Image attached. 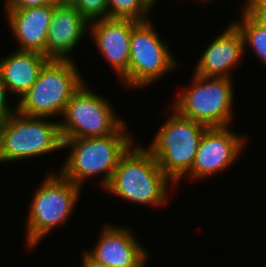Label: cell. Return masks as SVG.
<instances>
[{
	"mask_svg": "<svg viewBox=\"0 0 266 267\" xmlns=\"http://www.w3.org/2000/svg\"><path fill=\"white\" fill-rule=\"evenodd\" d=\"M133 20L104 18L89 22V35L122 84L128 79Z\"/></svg>",
	"mask_w": 266,
	"mask_h": 267,
	"instance_id": "cell-12",
	"label": "cell"
},
{
	"mask_svg": "<svg viewBox=\"0 0 266 267\" xmlns=\"http://www.w3.org/2000/svg\"><path fill=\"white\" fill-rule=\"evenodd\" d=\"M54 4L6 9L7 25L19 44L18 50L36 51L46 56V36Z\"/></svg>",
	"mask_w": 266,
	"mask_h": 267,
	"instance_id": "cell-15",
	"label": "cell"
},
{
	"mask_svg": "<svg viewBox=\"0 0 266 267\" xmlns=\"http://www.w3.org/2000/svg\"><path fill=\"white\" fill-rule=\"evenodd\" d=\"M82 264L81 267H108L95 259H93L86 251L82 253Z\"/></svg>",
	"mask_w": 266,
	"mask_h": 267,
	"instance_id": "cell-23",
	"label": "cell"
},
{
	"mask_svg": "<svg viewBox=\"0 0 266 267\" xmlns=\"http://www.w3.org/2000/svg\"><path fill=\"white\" fill-rule=\"evenodd\" d=\"M62 119L59 124L63 139L105 137L125 123L109 99L92 91L87 82L70 98Z\"/></svg>",
	"mask_w": 266,
	"mask_h": 267,
	"instance_id": "cell-9",
	"label": "cell"
},
{
	"mask_svg": "<svg viewBox=\"0 0 266 267\" xmlns=\"http://www.w3.org/2000/svg\"><path fill=\"white\" fill-rule=\"evenodd\" d=\"M96 243L85 251L108 267H146L148 263V250L128 227L105 223Z\"/></svg>",
	"mask_w": 266,
	"mask_h": 267,
	"instance_id": "cell-11",
	"label": "cell"
},
{
	"mask_svg": "<svg viewBox=\"0 0 266 267\" xmlns=\"http://www.w3.org/2000/svg\"><path fill=\"white\" fill-rule=\"evenodd\" d=\"M151 0H108V18L131 19L137 22L150 20Z\"/></svg>",
	"mask_w": 266,
	"mask_h": 267,
	"instance_id": "cell-18",
	"label": "cell"
},
{
	"mask_svg": "<svg viewBox=\"0 0 266 267\" xmlns=\"http://www.w3.org/2000/svg\"><path fill=\"white\" fill-rule=\"evenodd\" d=\"M142 146L134 143L120 158L103 190L140 206H164L169 201L170 184L174 188L176 184L162 171L152 153Z\"/></svg>",
	"mask_w": 266,
	"mask_h": 267,
	"instance_id": "cell-1",
	"label": "cell"
},
{
	"mask_svg": "<svg viewBox=\"0 0 266 267\" xmlns=\"http://www.w3.org/2000/svg\"><path fill=\"white\" fill-rule=\"evenodd\" d=\"M240 11L250 15L259 25L266 29V9H241Z\"/></svg>",
	"mask_w": 266,
	"mask_h": 267,
	"instance_id": "cell-22",
	"label": "cell"
},
{
	"mask_svg": "<svg viewBox=\"0 0 266 267\" xmlns=\"http://www.w3.org/2000/svg\"><path fill=\"white\" fill-rule=\"evenodd\" d=\"M128 129V130H127ZM126 123L105 137L63 139L69 155L58 170L66 179L83 187L87 178L100 177L101 188L110 182L120 158L136 142Z\"/></svg>",
	"mask_w": 266,
	"mask_h": 267,
	"instance_id": "cell-2",
	"label": "cell"
},
{
	"mask_svg": "<svg viewBox=\"0 0 266 267\" xmlns=\"http://www.w3.org/2000/svg\"><path fill=\"white\" fill-rule=\"evenodd\" d=\"M74 60L49 59L31 88L14 104L17 111L26 116L62 117L70 98L86 81Z\"/></svg>",
	"mask_w": 266,
	"mask_h": 267,
	"instance_id": "cell-4",
	"label": "cell"
},
{
	"mask_svg": "<svg viewBox=\"0 0 266 267\" xmlns=\"http://www.w3.org/2000/svg\"><path fill=\"white\" fill-rule=\"evenodd\" d=\"M146 148L162 171L179 185L191 170L206 125L179 115L173 108Z\"/></svg>",
	"mask_w": 266,
	"mask_h": 267,
	"instance_id": "cell-6",
	"label": "cell"
},
{
	"mask_svg": "<svg viewBox=\"0 0 266 267\" xmlns=\"http://www.w3.org/2000/svg\"><path fill=\"white\" fill-rule=\"evenodd\" d=\"M34 192L26 223V245L30 250L70 219L82 188L66 179L59 171L49 172Z\"/></svg>",
	"mask_w": 266,
	"mask_h": 267,
	"instance_id": "cell-3",
	"label": "cell"
},
{
	"mask_svg": "<svg viewBox=\"0 0 266 267\" xmlns=\"http://www.w3.org/2000/svg\"><path fill=\"white\" fill-rule=\"evenodd\" d=\"M199 1H200V3H201V2H203V3L208 2V3H209V2L212 1V0H198V2H199Z\"/></svg>",
	"mask_w": 266,
	"mask_h": 267,
	"instance_id": "cell-26",
	"label": "cell"
},
{
	"mask_svg": "<svg viewBox=\"0 0 266 267\" xmlns=\"http://www.w3.org/2000/svg\"><path fill=\"white\" fill-rule=\"evenodd\" d=\"M4 8L6 9H21L34 6H44L53 4L52 0H5Z\"/></svg>",
	"mask_w": 266,
	"mask_h": 267,
	"instance_id": "cell-21",
	"label": "cell"
},
{
	"mask_svg": "<svg viewBox=\"0 0 266 267\" xmlns=\"http://www.w3.org/2000/svg\"><path fill=\"white\" fill-rule=\"evenodd\" d=\"M73 6L88 22L108 18V0H76Z\"/></svg>",
	"mask_w": 266,
	"mask_h": 267,
	"instance_id": "cell-19",
	"label": "cell"
},
{
	"mask_svg": "<svg viewBox=\"0 0 266 267\" xmlns=\"http://www.w3.org/2000/svg\"><path fill=\"white\" fill-rule=\"evenodd\" d=\"M53 4H73L76 0H52Z\"/></svg>",
	"mask_w": 266,
	"mask_h": 267,
	"instance_id": "cell-25",
	"label": "cell"
},
{
	"mask_svg": "<svg viewBox=\"0 0 266 267\" xmlns=\"http://www.w3.org/2000/svg\"><path fill=\"white\" fill-rule=\"evenodd\" d=\"M89 32V22L73 4H54L52 20L46 36V57L56 60H73L71 52Z\"/></svg>",
	"mask_w": 266,
	"mask_h": 267,
	"instance_id": "cell-13",
	"label": "cell"
},
{
	"mask_svg": "<svg viewBox=\"0 0 266 267\" xmlns=\"http://www.w3.org/2000/svg\"><path fill=\"white\" fill-rule=\"evenodd\" d=\"M247 136L227 127L207 128L200 140L194 164L185 179L198 181L214 177L234 164L243 153ZM214 175V176H213Z\"/></svg>",
	"mask_w": 266,
	"mask_h": 267,
	"instance_id": "cell-10",
	"label": "cell"
},
{
	"mask_svg": "<svg viewBox=\"0 0 266 267\" xmlns=\"http://www.w3.org/2000/svg\"><path fill=\"white\" fill-rule=\"evenodd\" d=\"M8 94L9 92L0 77V121L5 120L17 111L16 107L15 109L12 107L10 108V103L7 101Z\"/></svg>",
	"mask_w": 266,
	"mask_h": 267,
	"instance_id": "cell-20",
	"label": "cell"
},
{
	"mask_svg": "<svg viewBox=\"0 0 266 267\" xmlns=\"http://www.w3.org/2000/svg\"><path fill=\"white\" fill-rule=\"evenodd\" d=\"M62 149L58 120L26 116L16 111L0 121V163L42 157Z\"/></svg>",
	"mask_w": 266,
	"mask_h": 267,
	"instance_id": "cell-5",
	"label": "cell"
},
{
	"mask_svg": "<svg viewBox=\"0 0 266 267\" xmlns=\"http://www.w3.org/2000/svg\"><path fill=\"white\" fill-rule=\"evenodd\" d=\"M155 5H156V2L159 1V0H151Z\"/></svg>",
	"mask_w": 266,
	"mask_h": 267,
	"instance_id": "cell-27",
	"label": "cell"
},
{
	"mask_svg": "<svg viewBox=\"0 0 266 267\" xmlns=\"http://www.w3.org/2000/svg\"><path fill=\"white\" fill-rule=\"evenodd\" d=\"M152 21L133 20L128 79L123 83L129 89L132 87L138 90L151 86L162 80L167 72L179 68V62L165 44L167 41H162Z\"/></svg>",
	"mask_w": 266,
	"mask_h": 267,
	"instance_id": "cell-8",
	"label": "cell"
},
{
	"mask_svg": "<svg viewBox=\"0 0 266 267\" xmlns=\"http://www.w3.org/2000/svg\"><path fill=\"white\" fill-rule=\"evenodd\" d=\"M244 51L241 32L231 22L211 43L209 42L193 72L204 77L232 78L231 71L241 65Z\"/></svg>",
	"mask_w": 266,
	"mask_h": 267,
	"instance_id": "cell-14",
	"label": "cell"
},
{
	"mask_svg": "<svg viewBox=\"0 0 266 267\" xmlns=\"http://www.w3.org/2000/svg\"><path fill=\"white\" fill-rule=\"evenodd\" d=\"M187 88L171 103L179 115L210 127L231 126L235 99L232 78L192 75Z\"/></svg>",
	"mask_w": 266,
	"mask_h": 267,
	"instance_id": "cell-7",
	"label": "cell"
},
{
	"mask_svg": "<svg viewBox=\"0 0 266 267\" xmlns=\"http://www.w3.org/2000/svg\"><path fill=\"white\" fill-rule=\"evenodd\" d=\"M241 9H266V0H244Z\"/></svg>",
	"mask_w": 266,
	"mask_h": 267,
	"instance_id": "cell-24",
	"label": "cell"
},
{
	"mask_svg": "<svg viewBox=\"0 0 266 267\" xmlns=\"http://www.w3.org/2000/svg\"><path fill=\"white\" fill-rule=\"evenodd\" d=\"M49 59L36 51L15 50L0 59V77L8 92L19 100L37 80Z\"/></svg>",
	"mask_w": 266,
	"mask_h": 267,
	"instance_id": "cell-16",
	"label": "cell"
},
{
	"mask_svg": "<svg viewBox=\"0 0 266 267\" xmlns=\"http://www.w3.org/2000/svg\"><path fill=\"white\" fill-rule=\"evenodd\" d=\"M240 19L232 21V23L241 32L244 43V55H246L247 49H251L254 52L258 60L266 66V29L259 25L250 15L244 12H239ZM247 48V49H246Z\"/></svg>",
	"mask_w": 266,
	"mask_h": 267,
	"instance_id": "cell-17",
	"label": "cell"
}]
</instances>
